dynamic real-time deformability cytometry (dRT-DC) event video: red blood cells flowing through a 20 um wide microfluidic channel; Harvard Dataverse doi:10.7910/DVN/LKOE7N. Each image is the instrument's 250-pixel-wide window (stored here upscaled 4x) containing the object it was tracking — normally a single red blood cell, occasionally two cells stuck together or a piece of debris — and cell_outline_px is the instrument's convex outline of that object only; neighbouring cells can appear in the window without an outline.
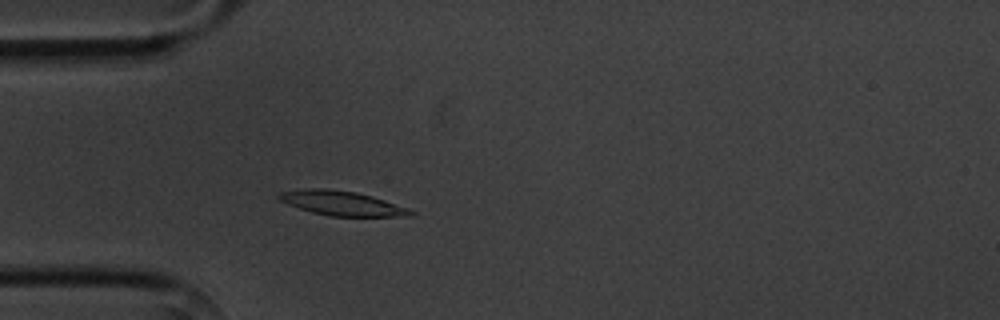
{"species": "common noctule bat (a hibernating species)", "species_latin": "Nyctalus noctula", "temperature_condition": "cold", "stored_images_in_passage": 3, "camera_frame_rate_fps": 3000, "um_per_image_px": 0.085, "animal": {"sex": "male", "body_mass_g": 20.1, "forearm_length_mm": 53.5}, "frame": {"image": 1, "passage_image": 3, "time_ms": 2.333, "image_size_px": [1000, 320], "cell_outline_px": [[416, 216], [328, 216], [312, 212], [288, 204], [280, 200], [276, 196], [280, 192], [312, 188], [328, 188], [356, 192], [372, 196], [408, 208], [416, 212]], "centroid_in_image_um": [29.09, 17.28], "position_along_channel_um": 55.9, "area_um2": 18.73}}